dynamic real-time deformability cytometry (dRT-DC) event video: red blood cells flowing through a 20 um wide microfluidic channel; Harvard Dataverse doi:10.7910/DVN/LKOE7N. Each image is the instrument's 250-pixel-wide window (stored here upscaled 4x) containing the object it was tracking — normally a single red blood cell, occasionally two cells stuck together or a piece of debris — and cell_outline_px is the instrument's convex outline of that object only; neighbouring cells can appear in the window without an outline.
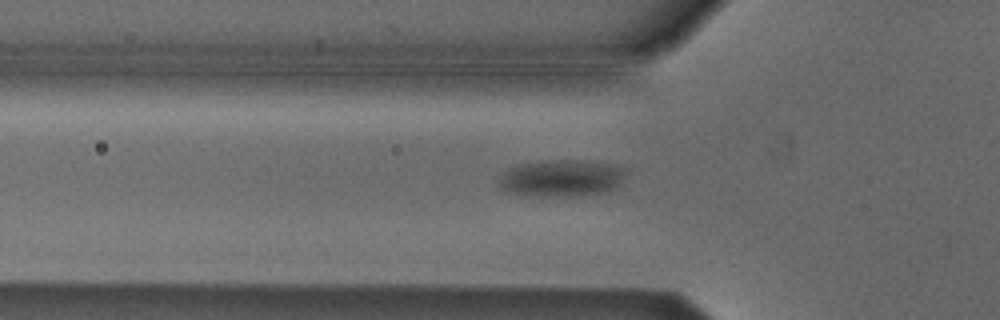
{"species": "Egyptian fruit bat (a non-hibernating species)", "species_latin": "Rousettus aegyptiacus", "temperature_condition": "cold", "stored_images_in_passage": 32, "camera_frame_rate_fps": 3000, "um_per_image_px": 0.085, "animal": {"sex": "male"}, "frame": {"image": 1, "passage_image": 3, "time_ms": 0.667, "image_size_px": [1000, 320], "cell_outline_px": [[628, 168], [620, 184], [616, 188], [604, 192], [580, 196], [532, 196], [508, 192], [500, 188], [500, 180], [504, 172], [508, 168], [524, 164], [552, 160], [572, 160], [608, 164]], "centroid_in_image_um": [47.76, 15.16], "position_along_channel_um": 78.0, "area_um2": 27.05}}
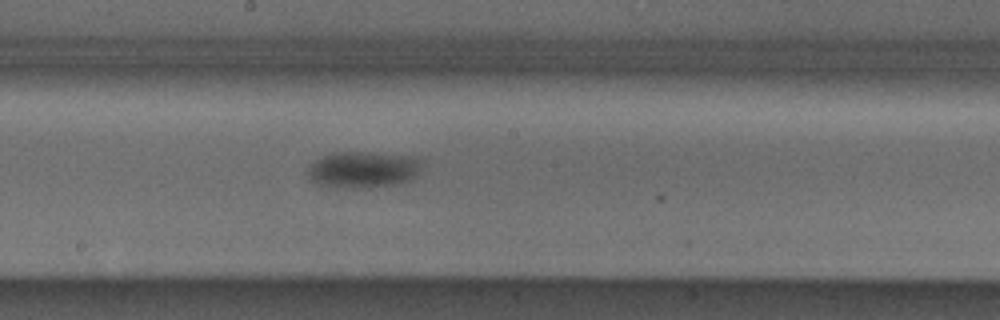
{"frame": {"image": 2, "passage_image": 14, "time_ms": 4.333, "image_size_px": [1000, 320], "cell_outline_px": [[424, 164], [416, 176], [412, 180], [400, 184], [368, 188], [336, 188], [320, 184], [312, 180], [308, 176], [308, 168], [316, 160], [332, 152], [372, 152], [416, 156]], "centroid_in_image_um": [30.94, 14.42], "position_along_channel_um": 217.3, "area_um2": 24.74}}
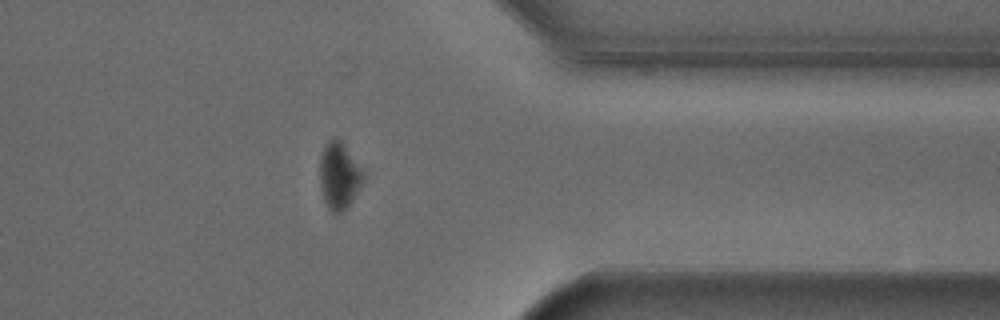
{"frame": {"image": 3, "passage_image": 28, "time_ms": 9.0, "image_size_px": [1000, 320], "cell_outline_px": [[368, 172], [364, 180], [348, 204], [340, 212], [332, 212], [328, 208], [324, 200], [320, 188], [320, 156], [328, 140], [332, 136], [336, 136], [344, 144]], "centroid_in_image_um": [28.86, 14.86], "position_along_channel_um": 382.5, "area_um2": 17.17}}